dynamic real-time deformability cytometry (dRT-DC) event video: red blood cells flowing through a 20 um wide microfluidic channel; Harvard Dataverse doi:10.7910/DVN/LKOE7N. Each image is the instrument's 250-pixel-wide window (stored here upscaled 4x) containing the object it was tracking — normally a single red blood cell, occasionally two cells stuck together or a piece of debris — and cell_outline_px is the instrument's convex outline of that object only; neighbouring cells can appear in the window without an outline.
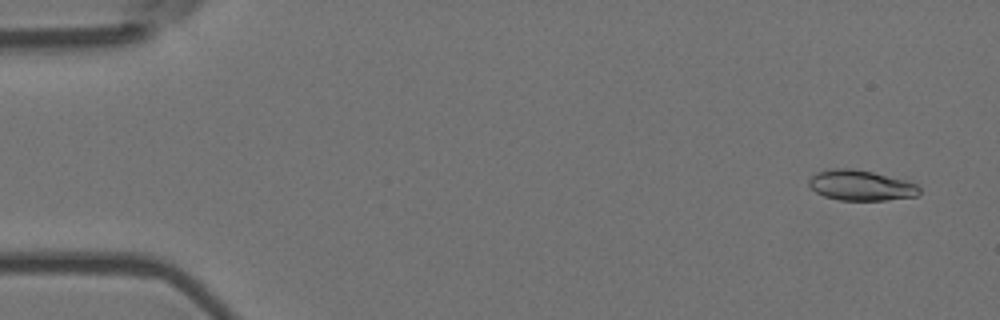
{"species": "Egyptian fruit bat (a non-hibernating species)", "species_latin": "Rousettus aegyptiacus", "temperature_condition": "room temperature", "stored_images_in_passage": 55, "camera_frame_rate_fps": 3000, "um_per_image_px": 0.085, "animal": {"sex": "female"}, "frame": {"image": 1, "passage_image": 3, "time_ms": 0.667, "image_size_px": [1000, 320], "cell_outline_px": [[920, 192], [916, 196], [884, 200], [840, 200], [824, 196], [816, 192], [808, 184], [808, 180], [816, 172], [828, 168], [852, 168], [872, 172], [904, 180], [916, 184], [920, 188]], "centroid_in_image_um": [73.13, 15.75], "position_along_channel_um": 11.9, "area_um2": 19.48}}
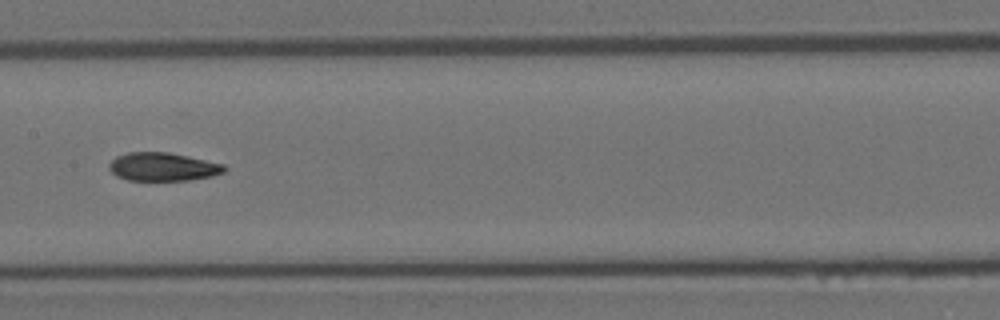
{"frame": {"image": 2, "passage_image": 28, "time_ms": 9.0, "image_size_px": [1000, 320], "cell_outline_px": [[228, 168], [224, 172], [212, 176], [188, 180], [128, 180], [116, 176], [108, 168], [108, 164], [116, 156], [128, 152], [168, 152], [188, 156], [224, 164]], "centroid_in_image_um": [13.84, 14.17], "position_along_channel_um": 193.6, "area_um2": 19.07}}
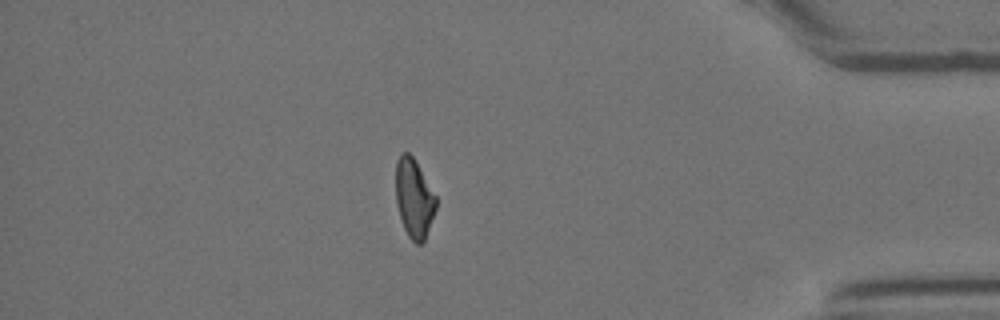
{"frame": {"image": 3, "passage_image": 48, "time_ms": 15.667, "image_size_px": [1000, 320], "cell_outline_px": [[436, 208], [424, 240], [420, 244], [416, 244], [408, 236], [404, 228], [396, 204], [396, 160], [400, 152], [408, 152], [412, 156], [436, 196]], "centroid_in_image_um": [35.17, 16.84], "position_along_channel_um": 400.0, "area_um2": 18.26}, "authors_computed_cell_mechanics": {"area_um2": 19.4786, "velocity_mm_per_s": 3.6638, "shape_relaxation_time_tau1_ms": 6.0581, "shape_relaxation_time_tau2_ms": 3.3472, "deformation_change_tau1": 0.1827, "deformation_change_tau2": 0.0998}}